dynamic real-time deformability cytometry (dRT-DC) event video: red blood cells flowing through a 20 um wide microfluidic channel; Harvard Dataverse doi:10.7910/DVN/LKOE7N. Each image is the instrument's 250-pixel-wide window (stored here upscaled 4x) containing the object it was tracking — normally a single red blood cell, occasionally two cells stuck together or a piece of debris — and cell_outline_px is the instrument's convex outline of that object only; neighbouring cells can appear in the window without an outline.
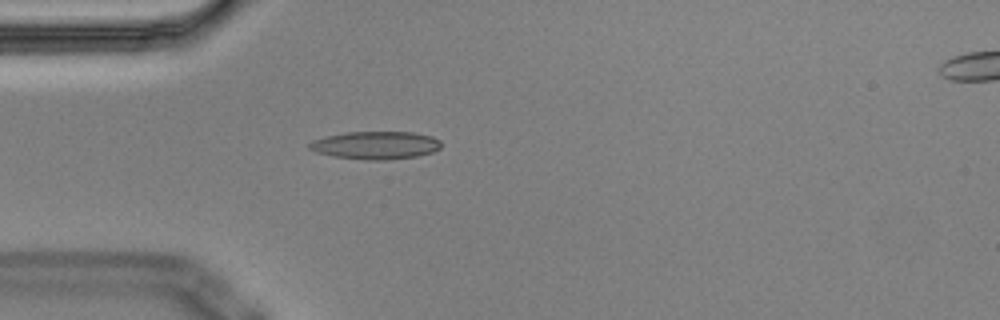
{"species": "Egyptian fruit bat (a non-hibernating species)", "species_latin": "Rousettus aegyptiacus", "temperature_condition": "cold", "stored_images_in_passage": 1, "camera_frame_rate_fps": 3000, "um_per_image_px": 0.085, "animal": {"sex": "male"}, "frame": {"image": 1, "passage_image": 1, "time_ms": 0.0, "image_size_px": [1000, 320], "cell_outline_px": [[440, 148], [432, 152], [416, 156], [384, 160], [368, 160], [332, 156], [316, 152], [308, 148], [308, 144], [312, 140], [328, 136], [348, 132], [412, 132], [432, 136], [440, 140]], "centroid_in_image_um": [31.92, 12.34], "position_along_channel_um": 53.1, "area_um2": 21.27}}